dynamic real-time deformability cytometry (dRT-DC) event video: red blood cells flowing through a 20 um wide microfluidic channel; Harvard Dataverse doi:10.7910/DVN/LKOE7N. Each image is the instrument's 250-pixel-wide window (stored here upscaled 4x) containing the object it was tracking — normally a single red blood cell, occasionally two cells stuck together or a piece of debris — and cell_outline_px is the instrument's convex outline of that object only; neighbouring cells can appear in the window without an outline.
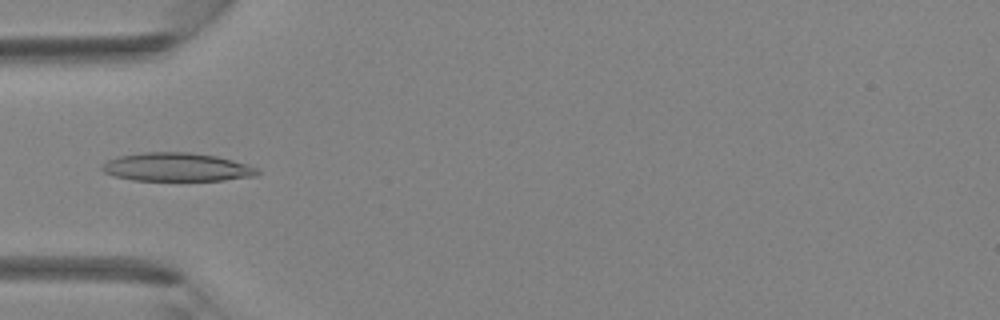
{"species": "Egyptian fruit bat (a non-hibernating species)", "species_latin": "Rousettus aegyptiacus", "temperature_condition": "room temperature", "stored_images_in_passage": 41, "camera_frame_rate_fps": 3000, "um_per_image_px": 0.085, "animal": {"sex": "female"}, "frame": {"image": 1, "passage_image": 13, "time_ms": 4.0, "image_size_px": [1000, 320], "cell_outline_px": [[260, 172], [256, 176], [224, 180], [132, 180], [116, 176], [104, 172], [100, 168], [100, 164], [108, 160], [120, 156], [144, 152], [188, 152], [216, 156], [248, 164], [256, 168]], "centroid_in_image_um": [15.02, 14.2], "position_along_channel_um": 70.0, "area_um2": 25.66}}
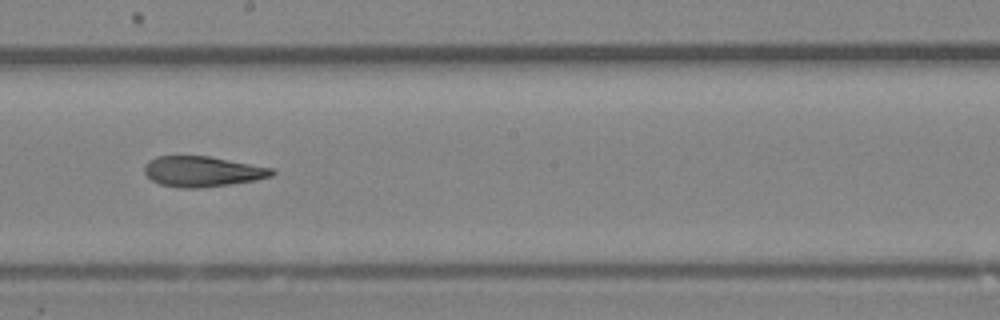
{"frame": {"image": 2, "passage_image": 23, "time_ms": 7.333, "image_size_px": [1000, 320], "cell_outline_px": [[276, 172], [272, 176], [256, 180], [200, 188], [180, 188], [160, 184], [152, 180], [144, 172], [144, 164], [148, 160], [156, 156], [208, 156], [276, 168]], "centroid_in_image_um": [17.22, 14.57], "position_along_channel_um": 231.0, "area_um2": 22.77}}
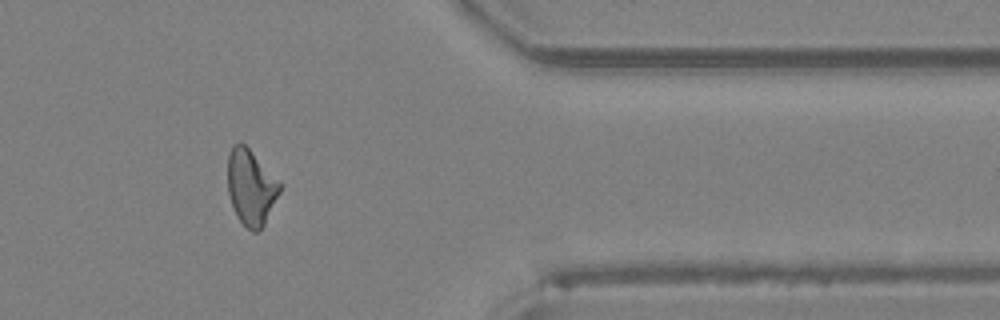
{"frame": {"image": 3, "passage_image": 34, "time_ms": 11.0, "image_size_px": [1000, 320], "cell_outline_px": [[284, 184], [264, 224], [256, 232], [252, 232], [236, 216], [228, 192], [228, 156], [232, 144], [240, 140]], "centroid_in_image_um": [21.34, 15.88], "position_along_channel_um": 390.1, "area_um2": 23.0}}